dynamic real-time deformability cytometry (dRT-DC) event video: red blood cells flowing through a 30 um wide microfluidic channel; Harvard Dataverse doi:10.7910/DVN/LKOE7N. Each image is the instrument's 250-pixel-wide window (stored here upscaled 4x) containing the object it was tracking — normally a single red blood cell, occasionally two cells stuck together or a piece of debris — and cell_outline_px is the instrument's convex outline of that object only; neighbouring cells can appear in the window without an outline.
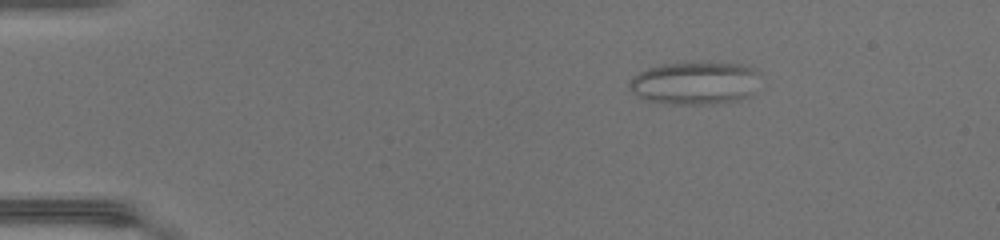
{"species": "common noctule bat (a hibernating species)", "species_latin": "Nyctalus noctula", "temperature_condition": "warm", "stored_images_in_passage": 41, "camera_frame_rate_fps": 3000, "um_per_image_px": 0.085, "animal": {"sex": "female", "body_mass_g": 17.0, "forearm_length_mm": 48.0}, "frame": {"image": 1, "passage_image": 1, "time_ms": 0.0, "image_size_px": [1000, 240], "cell_outline_px": [[752, 96], [736, 100], [712, 104], [660, 104], [644, 100], [636, 96], [632, 92], [628, 84], [640, 72], [648, 68], [664, 64], [736, 64], [752, 68]], "centroid_in_image_um": [58.92, 7.12], "position_along_channel_um": 26.1, "area_um2": 31.44}}
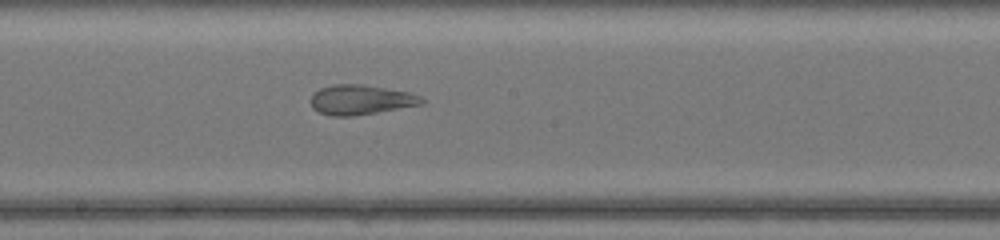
{"frame": {"image": 2, "passage_image": 20, "time_ms": 6.333, "image_size_px": [1000, 240], "cell_outline_px": [[424, 104], [352, 116], [332, 116], [320, 112], [312, 108], [312, 96], [320, 88], [332, 84], [360, 84], [408, 92], [420, 96], [424, 100]], "centroid_in_image_um": [30.66, 8.48], "position_along_channel_um": 217.5, "area_um2": 18.96}}
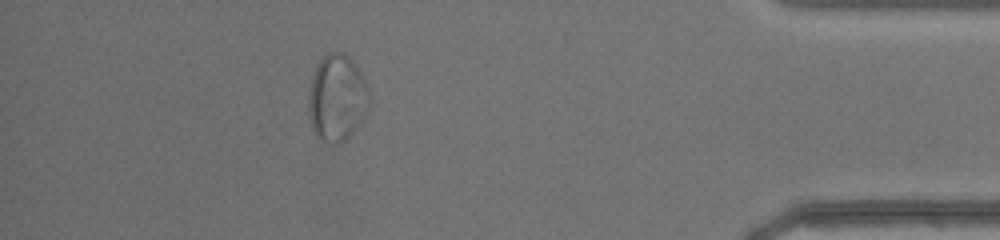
{"frame": {"image": 3, "passage_image": 36, "time_ms": 11.667, "image_size_px": [1000, 240], "cell_outline_px": [[368, 92], [364, 116], [356, 128], [340, 144], [328, 144], [320, 140], [316, 136], [312, 128], [308, 112], [308, 96], [312, 76], [316, 64], [328, 52], [340, 52], [352, 60], [360, 72], [364, 80]], "centroid_in_image_um": [28.58, 8.35], "position_along_channel_um": 406.6, "area_um2": 30.35}, "authors_computed_cell_mechanics": {"area_um2": 26.1834, "velocity_mm_per_s": 4.3625, "shape_relaxation_time_tau1_ms": null, "shape_relaxation_time_tau2_ms": 1.1317, "deformation_change_tau1": null, "deformation_change_tau2": 0.0911}}